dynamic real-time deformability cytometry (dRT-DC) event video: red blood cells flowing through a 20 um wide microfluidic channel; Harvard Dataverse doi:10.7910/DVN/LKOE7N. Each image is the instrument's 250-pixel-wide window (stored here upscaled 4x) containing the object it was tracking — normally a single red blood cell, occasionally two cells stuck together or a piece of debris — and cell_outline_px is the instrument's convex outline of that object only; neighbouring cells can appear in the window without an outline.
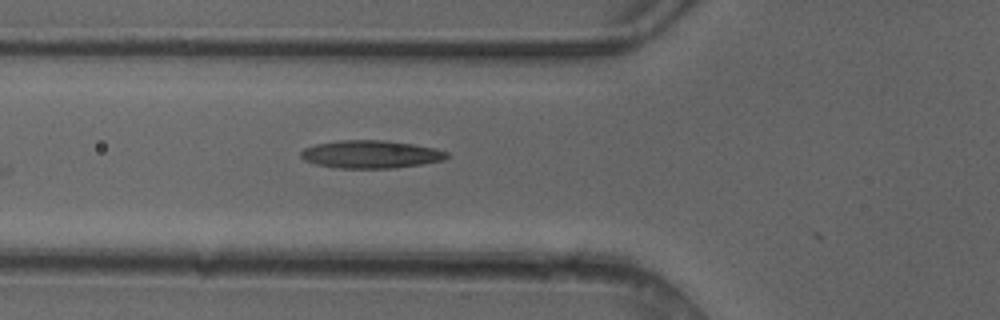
{"species": "common noctule bat (a hibernating species)", "species_latin": "Nyctalus noctula", "temperature_condition": "cold", "stored_images_in_passage": 2, "camera_frame_rate_fps": 3000, "um_per_image_px": 0.085, "animal": {"sex": "female"}, "frame": {"image": 1, "passage_image": 2, "time_ms": 0.333, "image_size_px": [1000, 320], "cell_outline_px": [[452, 156], [444, 160], [396, 168], [340, 168], [316, 164], [304, 160], [300, 156], [300, 152], [304, 148], [316, 144], [340, 140], [384, 140], [412, 144], [436, 148], [448, 152]], "centroid_in_image_um": [31.55, 13.11], "position_along_channel_um": 94.3, "area_um2": 23.76}}